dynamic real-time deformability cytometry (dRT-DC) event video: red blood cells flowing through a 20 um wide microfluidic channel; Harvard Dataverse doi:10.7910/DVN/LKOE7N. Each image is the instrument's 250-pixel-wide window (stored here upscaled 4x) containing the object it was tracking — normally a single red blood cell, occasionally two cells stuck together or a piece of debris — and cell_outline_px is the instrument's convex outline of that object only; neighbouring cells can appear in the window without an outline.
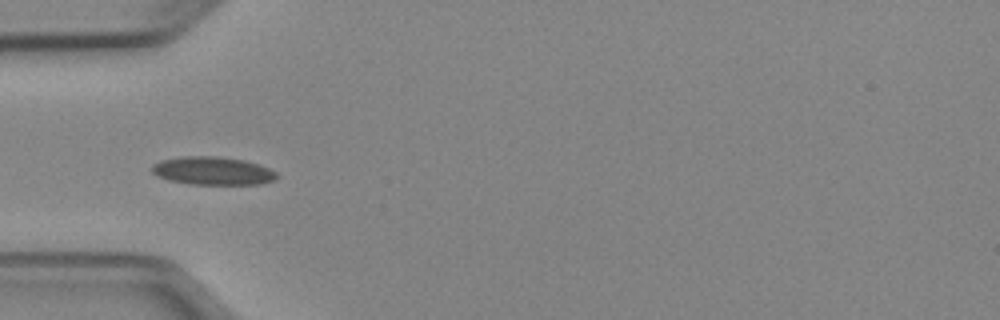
{"species": "Egyptian fruit bat (a non-hibernating species)", "species_latin": "Rousettus aegyptiacus", "temperature_condition": "cold", "stored_images_in_passage": 26, "camera_frame_rate_fps": 3000, "um_per_image_px": 0.085, "animal": {"sex": "female"}, "frame": {"image": 1, "passage_image": 5, "time_ms": 1.333, "image_size_px": [1000, 320], "cell_outline_px": [[276, 176], [272, 180], [260, 184], [192, 184], [168, 180], [156, 176], [152, 172], [152, 164], [160, 160], [184, 156], [216, 156], [244, 160], [260, 164], [276, 172]], "centroid_in_image_um": [18.04, 14.51], "position_along_channel_um": 67.0, "area_um2": 20.4}}
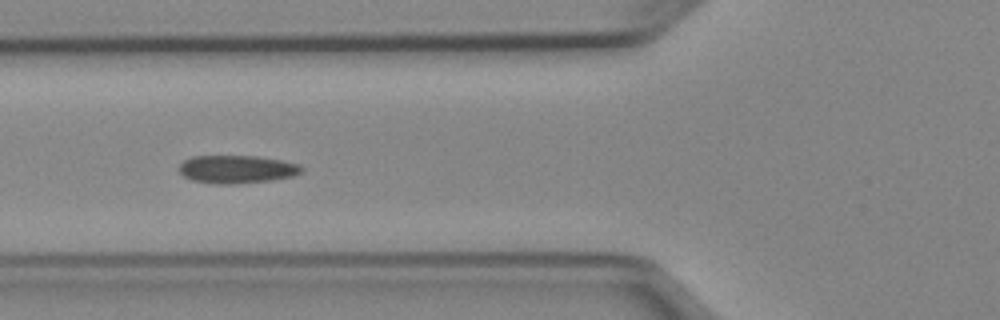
{"frame": {"image": 2, "passage_image": 8, "time_ms": 2.333, "image_size_px": [1000, 320], "cell_outline_px": [[304, 168], [300, 172], [292, 176], [272, 180], [232, 184], [216, 184], [192, 180], [184, 176], [180, 172], [180, 164], [184, 160], [192, 156], [256, 156], [280, 160], [300, 164]], "centroid_in_image_um": [20.13, 14.38], "position_along_channel_um": 105.7, "area_um2": 19.88}}